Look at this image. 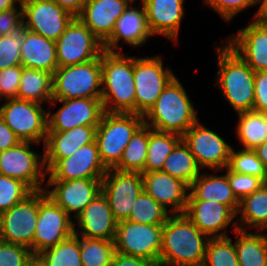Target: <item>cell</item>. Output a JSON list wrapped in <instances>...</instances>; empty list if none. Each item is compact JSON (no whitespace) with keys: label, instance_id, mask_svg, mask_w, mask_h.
<instances>
[{"label":"cell","instance_id":"cell-1","mask_svg":"<svg viewBox=\"0 0 267 266\" xmlns=\"http://www.w3.org/2000/svg\"><path fill=\"white\" fill-rule=\"evenodd\" d=\"M208 240L185 214L170 215L163 225L159 266H203Z\"/></svg>","mask_w":267,"mask_h":266},{"label":"cell","instance_id":"cell-2","mask_svg":"<svg viewBox=\"0 0 267 266\" xmlns=\"http://www.w3.org/2000/svg\"><path fill=\"white\" fill-rule=\"evenodd\" d=\"M102 104L105 112L135 113L133 57L104 50L101 55Z\"/></svg>","mask_w":267,"mask_h":266},{"label":"cell","instance_id":"cell-3","mask_svg":"<svg viewBox=\"0 0 267 266\" xmlns=\"http://www.w3.org/2000/svg\"><path fill=\"white\" fill-rule=\"evenodd\" d=\"M215 49L218 64L215 86L236 113L253 111L255 71L226 44Z\"/></svg>","mask_w":267,"mask_h":266},{"label":"cell","instance_id":"cell-4","mask_svg":"<svg viewBox=\"0 0 267 266\" xmlns=\"http://www.w3.org/2000/svg\"><path fill=\"white\" fill-rule=\"evenodd\" d=\"M187 94L182 83L175 77L144 116V124L156 131L182 136L198 121L197 112Z\"/></svg>","mask_w":267,"mask_h":266},{"label":"cell","instance_id":"cell-5","mask_svg":"<svg viewBox=\"0 0 267 266\" xmlns=\"http://www.w3.org/2000/svg\"><path fill=\"white\" fill-rule=\"evenodd\" d=\"M143 124L144 117L135 113H103L96 128L95 141L107 169L119 163L130 139Z\"/></svg>","mask_w":267,"mask_h":266},{"label":"cell","instance_id":"cell-6","mask_svg":"<svg viewBox=\"0 0 267 266\" xmlns=\"http://www.w3.org/2000/svg\"><path fill=\"white\" fill-rule=\"evenodd\" d=\"M101 58L57 68L52 74V100L101 98Z\"/></svg>","mask_w":267,"mask_h":266},{"label":"cell","instance_id":"cell-7","mask_svg":"<svg viewBox=\"0 0 267 266\" xmlns=\"http://www.w3.org/2000/svg\"><path fill=\"white\" fill-rule=\"evenodd\" d=\"M135 114L145 116L166 86L176 77L162 56L133 57Z\"/></svg>","mask_w":267,"mask_h":266},{"label":"cell","instance_id":"cell-8","mask_svg":"<svg viewBox=\"0 0 267 266\" xmlns=\"http://www.w3.org/2000/svg\"><path fill=\"white\" fill-rule=\"evenodd\" d=\"M0 104V116L20 141L40 144L47 139L48 110L43 104L18 98L7 99Z\"/></svg>","mask_w":267,"mask_h":266},{"label":"cell","instance_id":"cell-9","mask_svg":"<svg viewBox=\"0 0 267 266\" xmlns=\"http://www.w3.org/2000/svg\"><path fill=\"white\" fill-rule=\"evenodd\" d=\"M163 225L117 222L114 245L116 252L144 258L159 266Z\"/></svg>","mask_w":267,"mask_h":266},{"label":"cell","instance_id":"cell-10","mask_svg":"<svg viewBox=\"0 0 267 266\" xmlns=\"http://www.w3.org/2000/svg\"><path fill=\"white\" fill-rule=\"evenodd\" d=\"M34 142L21 141L17 145L0 152V174L21 180L32 191L45 188L47 170L45 157L31 150ZM43 156V157H42Z\"/></svg>","mask_w":267,"mask_h":266},{"label":"cell","instance_id":"cell-11","mask_svg":"<svg viewBox=\"0 0 267 266\" xmlns=\"http://www.w3.org/2000/svg\"><path fill=\"white\" fill-rule=\"evenodd\" d=\"M55 44L58 68L89 62L104 51L103 43L77 17Z\"/></svg>","mask_w":267,"mask_h":266},{"label":"cell","instance_id":"cell-12","mask_svg":"<svg viewBox=\"0 0 267 266\" xmlns=\"http://www.w3.org/2000/svg\"><path fill=\"white\" fill-rule=\"evenodd\" d=\"M73 220L45 192L39 191V213L33 240V255L54 247L73 233Z\"/></svg>","mask_w":267,"mask_h":266},{"label":"cell","instance_id":"cell-13","mask_svg":"<svg viewBox=\"0 0 267 266\" xmlns=\"http://www.w3.org/2000/svg\"><path fill=\"white\" fill-rule=\"evenodd\" d=\"M39 213V191L0 214V240L31 249Z\"/></svg>","mask_w":267,"mask_h":266},{"label":"cell","instance_id":"cell-14","mask_svg":"<svg viewBox=\"0 0 267 266\" xmlns=\"http://www.w3.org/2000/svg\"><path fill=\"white\" fill-rule=\"evenodd\" d=\"M48 180L102 179L108 170L102 163L96 141L83 145L64 159H45Z\"/></svg>","mask_w":267,"mask_h":266},{"label":"cell","instance_id":"cell-15","mask_svg":"<svg viewBox=\"0 0 267 266\" xmlns=\"http://www.w3.org/2000/svg\"><path fill=\"white\" fill-rule=\"evenodd\" d=\"M182 140L187 144L202 170L208 168L218 172L227 168L233 147L217 132L197 121L182 135Z\"/></svg>","mask_w":267,"mask_h":266},{"label":"cell","instance_id":"cell-16","mask_svg":"<svg viewBox=\"0 0 267 266\" xmlns=\"http://www.w3.org/2000/svg\"><path fill=\"white\" fill-rule=\"evenodd\" d=\"M144 190L142 174L108 169L102 178V192L117 222L127 220L134 202Z\"/></svg>","mask_w":267,"mask_h":266},{"label":"cell","instance_id":"cell-17","mask_svg":"<svg viewBox=\"0 0 267 266\" xmlns=\"http://www.w3.org/2000/svg\"><path fill=\"white\" fill-rule=\"evenodd\" d=\"M23 28L56 41L75 16L54 0H28L22 3Z\"/></svg>","mask_w":267,"mask_h":266},{"label":"cell","instance_id":"cell-18","mask_svg":"<svg viewBox=\"0 0 267 266\" xmlns=\"http://www.w3.org/2000/svg\"><path fill=\"white\" fill-rule=\"evenodd\" d=\"M49 103H62V106L53 115L48 111V132H65L76 126H98L105 112L101 98L51 100Z\"/></svg>","mask_w":267,"mask_h":266},{"label":"cell","instance_id":"cell-19","mask_svg":"<svg viewBox=\"0 0 267 266\" xmlns=\"http://www.w3.org/2000/svg\"><path fill=\"white\" fill-rule=\"evenodd\" d=\"M247 27L231 35L225 44L255 72L267 71V22L260 18V6Z\"/></svg>","mask_w":267,"mask_h":266},{"label":"cell","instance_id":"cell-20","mask_svg":"<svg viewBox=\"0 0 267 266\" xmlns=\"http://www.w3.org/2000/svg\"><path fill=\"white\" fill-rule=\"evenodd\" d=\"M46 183V194L70 217L74 213V219L102 192V179L48 180Z\"/></svg>","mask_w":267,"mask_h":266},{"label":"cell","instance_id":"cell-21","mask_svg":"<svg viewBox=\"0 0 267 266\" xmlns=\"http://www.w3.org/2000/svg\"><path fill=\"white\" fill-rule=\"evenodd\" d=\"M185 216L209 238L228 237L226 229L233 226L238 229L236 214L227 206L217 201L188 200Z\"/></svg>","mask_w":267,"mask_h":266},{"label":"cell","instance_id":"cell-22","mask_svg":"<svg viewBox=\"0 0 267 266\" xmlns=\"http://www.w3.org/2000/svg\"><path fill=\"white\" fill-rule=\"evenodd\" d=\"M75 221L73 222V230L77 236L102 240L115 239L117 221L103 192L99 193L76 216Z\"/></svg>","mask_w":267,"mask_h":266},{"label":"cell","instance_id":"cell-23","mask_svg":"<svg viewBox=\"0 0 267 266\" xmlns=\"http://www.w3.org/2000/svg\"><path fill=\"white\" fill-rule=\"evenodd\" d=\"M144 191L171 215L184 214L190 187L161 170L141 173ZM170 209V211H169Z\"/></svg>","mask_w":267,"mask_h":266},{"label":"cell","instance_id":"cell-24","mask_svg":"<svg viewBox=\"0 0 267 266\" xmlns=\"http://www.w3.org/2000/svg\"><path fill=\"white\" fill-rule=\"evenodd\" d=\"M135 2L136 0L117 19L111 36L103 43L104 50L121 52V40L130 46L141 47L153 36L148 26L144 4L141 2V6L136 7Z\"/></svg>","mask_w":267,"mask_h":266},{"label":"cell","instance_id":"cell-25","mask_svg":"<svg viewBox=\"0 0 267 266\" xmlns=\"http://www.w3.org/2000/svg\"><path fill=\"white\" fill-rule=\"evenodd\" d=\"M135 0H87L76 16L104 43L112 34L117 19Z\"/></svg>","mask_w":267,"mask_h":266},{"label":"cell","instance_id":"cell-26","mask_svg":"<svg viewBox=\"0 0 267 266\" xmlns=\"http://www.w3.org/2000/svg\"><path fill=\"white\" fill-rule=\"evenodd\" d=\"M146 9L149 29L154 35H162L175 42L183 15L185 0H141Z\"/></svg>","mask_w":267,"mask_h":266},{"label":"cell","instance_id":"cell-27","mask_svg":"<svg viewBox=\"0 0 267 266\" xmlns=\"http://www.w3.org/2000/svg\"><path fill=\"white\" fill-rule=\"evenodd\" d=\"M21 65L45 70L51 74L58 68L55 41L22 28Z\"/></svg>","mask_w":267,"mask_h":266},{"label":"cell","instance_id":"cell-28","mask_svg":"<svg viewBox=\"0 0 267 266\" xmlns=\"http://www.w3.org/2000/svg\"><path fill=\"white\" fill-rule=\"evenodd\" d=\"M226 174L200 173L192 182L188 200H210L227 205L235 214L239 209V201L234 196Z\"/></svg>","mask_w":267,"mask_h":266},{"label":"cell","instance_id":"cell-29","mask_svg":"<svg viewBox=\"0 0 267 266\" xmlns=\"http://www.w3.org/2000/svg\"><path fill=\"white\" fill-rule=\"evenodd\" d=\"M97 126H76L65 132H48L44 146L45 159L69 158L83 145L95 141Z\"/></svg>","mask_w":267,"mask_h":266},{"label":"cell","instance_id":"cell-30","mask_svg":"<svg viewBox=\"0 0 267 266\" xmlns=\"http://www.w3.org/2000/svg\"><path fill=\"white\" fill-rule=\"evenodd\" d=\"M238 229L246 230L257 229L258 231H266L267 229V183H264L258 190L244 197L239 202V209L236 216Z\"/></svg>","mask_w":267,"mask_h":266},{"label":"cell","instance_id":"cell-31","mask_svg":"<svg viewBox=\"0 0 267 266\" xmlns=\"http://www.w3.org/2000/svg\"><path fill=\"white\" fill-rule=\"evenodd\" d=\"M235 248L239 266H267V235L237 229Z\"/></svg>","mask_w":267,"mask_h":266},{"label":"cell","instance_id":"cell-32","mask_svg":"<svg viewBox=\"0 0 267 266\" xmlns=\"http://www.w3.org/2000/svg\"><path fill=\"white\" fill-rule=\"evenodd\" d=\"M17 98L40 104L49 103L52 100V74L23 67Z\"/></svg>","mask_w":267,"mask_h":266},{"label":"cell","instance_id":"cell-33","mask_svg":"<svg viewBox=\"0 0 267 266\" xmlns=\"http://www.w3.org/2000/svg\"><path fill=\"white\" fill-rule=\"evenodd\" d=\"M161 171L183 181L190 187L200 174L201 168L187 144L181 139L166 158Z\"/></svg>","mask_w":267,"mask_h":266},{"label":"cell","instance_id":"cell-34","mask_svg":"<svg viewBox=\"0 0 267 266\" xmlns=\"http://www.w3.org/2000/svg\"><path fill=\"white\" fill-rule=\"evenodd\" d=\"M236 134L244 149H254L267 141V114L247 111L237 113Z\"/></svg>","mask_w":267,"mask_h":266},{"label":"cell","instance_id":"cell-35","mask_svg":"<svg viewBox=\"0 0 267 266\" xmlns=\"http://www.w3.org/2000/svg\"><path fill=\"white\" fill-rule=\"evenodd\" d=\"M149 141V126L143 124L132 136L114 169L144 173Z\"/></svg>","mask_w":267,"mask_h":266},{"label":"cell","instance_id":"cell-36","mask_svg":"<svg viewBox=\"0 0 267 266\" xmlns=\"http://www.w3.org/2000/svg\"><path fill=\"white\" fill-rule=\"evenodd\" d=\"M182 136L171 132H160L149 127V141L144 172L162 170L164 162Z\"/></svg>","mask_w":267,"mask_h":266},{"label":"cell","instance_id":"cell-37","mask_svg":"<svg viewBox=\"0 0 267 266\" xmlns=\"http://www.w3.org/2000/svg\"><path fill=\"white\" fill-rule=\"evenodd\" d=\"M35 257L43 266H82L79 239L74 233Z\"/></svg>","mask_w":267,"mask_h":266},{"label":"cell","instance_id":"cell-38","mask_svg":"<svg viewBox=\"0 0 267 266\" xmlns=\"http://www.w3.org/2000/svg\"><path fill=\"white\" fill-rule=\"evenodd\" d=\"M82 266H111L115 250L114 240L80 237Z\"/></svg>","mask_w":267,"mask_h":266},{"label":"cell","instance_id":"cell-39","mask_svg":"<svg viewBox=\"0 0 267 266\" xmlns=\"http://www.w3.org/2000/svg\"><path fill=\"white\" fill-rule=\"evenodd\" d=\"M171 214L144 190L134 202L127 220L135 223L164 225Z\"/></svg>","mask_w":267,"mask_h":266},{"label":"cell","instance_id":"cell-40","mask_svg":"<svg viewBox=\"0 0 267 266\" xmlns=\"http://www.w3.org/2000/svg\"><path fill=\"white\" fill-rule=\"evenodd\" d=\"M203 266H239L235 242L230 236L209 238Z\"/></svg>","mask_w":267,"mask_h":266},{"label":"cell","instance_id":"cell-41","mask_svg":"<svg viewBox=\"0 0 267 266\" xmlns=\"http://www.w3.org/2000/svg\"><path fill=\"white\" fill-rule=\"evenodd\" d=\"M227 169L232 172L259 177L267 183V168L257 157L253 149L242 148V150L235 151L232 148Z\"/></svg>","mask_w":267,"mask_h":266},{"label":"cell","instance_id":"cell-42","mask_svg":"<svg viewBox=\"0 0 267 266\" xmlns=\"http://www.w3.org/2000/svg\"><path fill=\"white\" fill-rule=\"evenodd\" d=\"M32 192L21 180L0 174V214L23 201Z\"/></svg>","mask_w":267,"mask_h":266},{"label":"cell","instance_id":"cell-43","mask_svg":"<svg viewBox=\"0 0 267 266\" xmlns=\"http://www.w3.org/2000/svg\"><path fill=\"white\" fill-rule=\"evenodd\" d=\"M22 30L0 36V70L21 65Z\"/></svg>","mask_w":267,"mask_h":266},{"label":"cell","instance_id":"cell-44","mask_svg":"<svg viewBox=\"0 0 267 266\" xmlns=\"http://www.w3.org/2000/svg\"><path fill=\"white\" fill-rule=\"evenodd\" d=\"M34 257L31 249L0 240V266H27Z\"/></svg>","mask_w":267,"mask_h":266},{"label":"cell","instance_id":"cell-45","mask_svg":"<svg viewBox=\"0 0 267 266\" xmlns=\"http://www.w3.org/2000/svg\"><path fill=\"white\" fill-rule=\"evenodd\" d=\"M227 177L234 196L240 202L258 190L265 182L256 176L232 172L227 169Z\"/></svg>","mask_w":267,"mask_h":266},{"label":"cell","instance_id":"cell-46","mask_svg":"<svg viewBox=\"0 0 267 266\" xmlns=\"http://www.w3.org/2000/svg\"><path fill=\"white\" fill-rule=\"evenodd\" d=\"M204 3L216 11L224 22H230L241 11L261 3V0H204Z\"/></svg>","mask_w":267,"mask_h":266},{"label":"cell","instance_id":"cell-47","mask_svg":"<svg viewBox=\"0 0 267 266\" xmlns=\"http://www.w3.org/2000/svg\"><path fill=\"white\" fill-rule=\"evenodd\" d=\"M22 70V65L0 70V103L2 100L17 98Z\"/></svg>","mask_w":267,"mask_h":266},{"label":"cell","instance_id":"cell-48","mask_svg":"<svg viewBox=\"0 0 267 266\" xmlns=\"http://www.w3.org/2000/svg\"><path fill=\"white\" fill-rule=\"evenodd\" d=\"M20 9V10H19ZM23 28V8L19 7L0 12V36L18 33Z\"/></svg>","mask_w":267,"mask_h":266},{"label":"cell","instance_id":"cell-49","mask_svg":"<svg viewBox=\"0 0 267 266\" xmlns=\"http://www.w3.org/2000/svg\"><path fill=\"white\" fill-rule=\"evenodd\" d=\"M253 111L267 114V71L255 72Z\"/></svg>","mask_w":267,"mask_h":266},{"label":"cell","instance_id":"cell-50","mask_svg":"<svg viewBox=\"0 0 267 266\" xmlns=\"http://www.w3.org/2000/svg\"><path fill=\"white\" fill-rule=\"evenodd\" d=\"M111 266H156L153 262L140 257H134L115 252Z\"/></svg>","mask_w":267,"mask_h":266},{"label":"cell","instance_id":"cell-51","mask_svg":"<svg viewBox=\"0 0 267 266\" xmlns=\"http://www.w3.org/2000/svg\"><path fill=\"white\" fill-rule=\"evenodd\" d=\"M19 142H21L20 139L0 116V152L17 145Z\"/></svg>","mask_w":267,"mask_h":266},{"label":"cell","instance_id":"cell-52","mask_svg":"<svg viewBox=\"0 0 267 266\" xmlns=\"http://www.w3.org/2000/svg\"><path fill=\"white\" fill-rule=\"evenodd\" d=\"M60 7L72 13L75 17L81 12L87 0H54Z\"/></svg>","mask_w":267,"mask_h":266},{"label":"cell","instance_id":"cell-53","mask_svg":"<svg viewBox=\"0 0 267 266\" xmlns=\"http://www.w3.org/2000/svg\"><path fill=\"white\" fill-rule=\"evenodd\" d=\"M257 155V157L261 160V162L267 168V141L261 143L257 147L253 149Z\"/></svg>","mask_w":267,"mask_h":266},{"label":"cell","instance_id":"cell-54","mask_svg":"<svg viewBox=\"0 0 267 266\" xmlns=\"http://www.w3.org/2000/svg\"><path fill=\"white\" fill-rule=\"evenodd\" d=\"M20 4L21 3L18 0H0V12L8 9L17 8L18 6H20Z\"/></svg>","mask_w":267,"mask_h":266},{"label":"cell","instance_id":"cell-55","mask_svg":"<svg viewBox=\"0 0 267 266\" xmlns=\"http://www.w3.org/2000/svg\"><path fill=\"white\" fill-rule=\"evenodd\" d=\"M260 11H261L260 18L263 21L267 22V0H261Z\"/></svg>","mask_w":267,"mask_h":266},{"label":"cell","instance_id":"cell-56","mask_svg":"<svg viewBox=\"0 0 267 266\" xmlns=\"http://www.w3.org/2000/svg\"><path fill=\"white\" fill-rule=\"evenodd\" d=\"M27 266H43V265L39 262V260H38L36 257H34V258L29 262V264H28Z\"/></svg>","mask_w":267,"mask_h":266},{"label":"cell","instance_id":"cell-57","mask_svg":"<svg viewBox=\"0 0 267 266\" xmlns=\"http://www.w3.org/2000/svg\"><path fill=\"white\" fill-rule=\"evenodd\" d=\"M21 4L28 1V0H18Z\"/></svg>","mask_w":267,"mask_h":266}]
</instances>
